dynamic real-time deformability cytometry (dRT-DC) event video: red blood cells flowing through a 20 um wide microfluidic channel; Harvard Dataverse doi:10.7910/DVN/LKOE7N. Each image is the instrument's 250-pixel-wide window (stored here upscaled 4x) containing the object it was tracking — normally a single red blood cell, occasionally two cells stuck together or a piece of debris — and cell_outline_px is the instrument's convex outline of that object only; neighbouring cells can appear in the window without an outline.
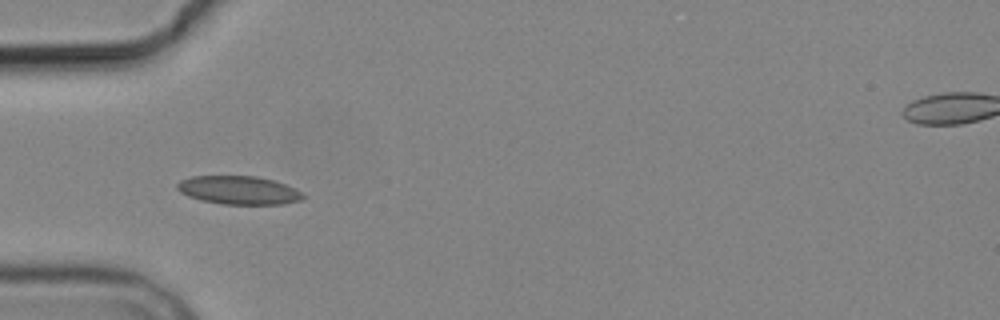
{"species": "common noctule bat (a hibernating species)", "species_latin": "Nyctalus noctula", "temperature_condition": "cold", "stored_images_in_passage": 7, "camera_frame_rate_fps": 3000, "um_per_image_px": 0.085, "animal": {"sex": "male", "body_mass_g": 19.2, "forearm_length_mm": 51.8}, "frame": {"image": 1, "passage_image": 6, "time_ms": 6.0, "image_size_px": [1000, 320], "cell_outline_px": [[304, 196], [300, 200], [284, 204], [220, 204], [200, 200], [188, 196], [180, 192], [176, 188], [176, 184], [180, 180], [192, 176], [256, 176], [272, 180], [284, 184], [300, 192]], "centroid_in_image_um": [20.22, 16.17], "position_along_channel_um": 64.8, "area_um2": 20.69}}
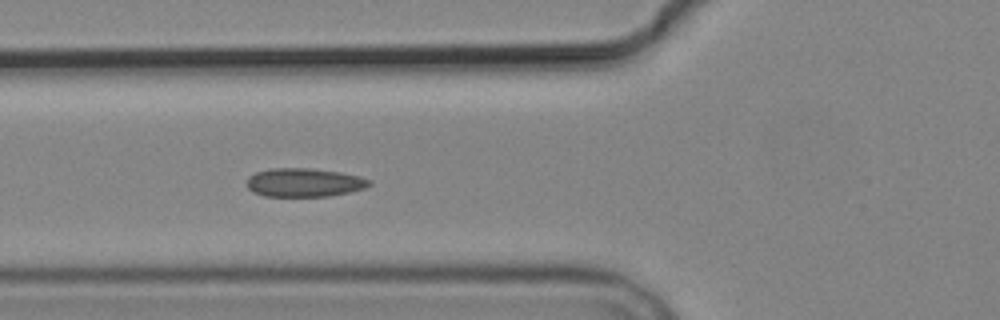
{"frame": {"image": 2, "passage_image": 7, "time_ms": 7.0, "image_size_px": [1000, 320], "cell_outline_px": [[372, 184], [364, 188], [348, 192], [328, 196], [264, 196], [252, 192], [248, 188], [248, 176], [256, 172], [268, 168], [308, 168], [340, 172], [360, 176], [372, 180]], "centroid_in_image_um": [25.85, 15.51], "position_along_channel_um": 99.9, "area_um2": 20.46}}